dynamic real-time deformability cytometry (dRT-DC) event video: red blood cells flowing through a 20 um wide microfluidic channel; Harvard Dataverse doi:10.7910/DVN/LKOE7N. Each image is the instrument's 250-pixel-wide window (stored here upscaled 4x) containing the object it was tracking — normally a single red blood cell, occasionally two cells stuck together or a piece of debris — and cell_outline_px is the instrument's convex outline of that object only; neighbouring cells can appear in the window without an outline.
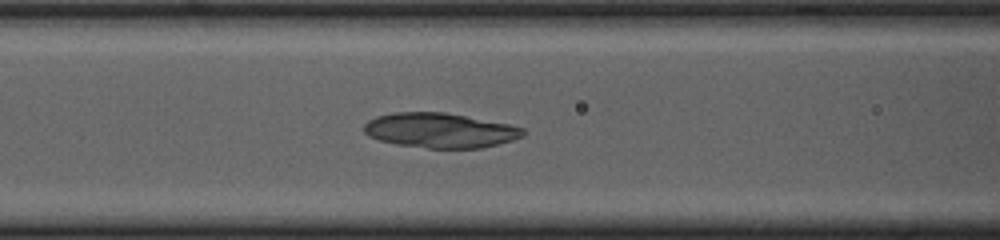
{"species": "common noctule bat (a hibernating species)", "species_latin": "Nyctalus noctula", "temperature_condition": "cold", "stored_images_in_passage": 54, "camera_frame_rate_fps": 3000, "um_per_image_px": 0.085, "animal": {"sex": "female", "body_mass_g": 23.0, "forearm_length_mm": 53.4}, "frame": {"image": 1, "passage_image": 22, "time_ms": 7.0, "image_size_px": [1000, 240], "cell_outline_px": [[524, 136], [512, 140], [480, 148], [428, 148], [396, 144], [380, 140], [368, 136], [364, 132], [364, 124], [368, 120], [376, 116], [392, 112], [444, 112], [508, 124], [524, 128]], "centroid_in_image_um": [37.37, 11.08], "position_along_channel_um": 129.2, "area_um2": 32.14}}
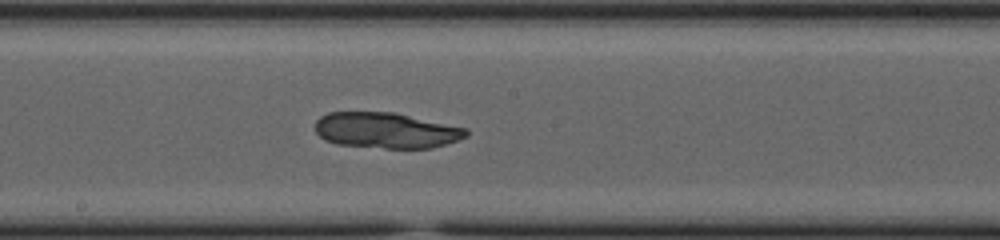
{"frame": {"image": 2, "passage_image": 29, "time_ms": 9.333, "image_size_px": [1000, 240], "cell_outline_px": [[468, 136], [432, 148], [384, 148], [336, 144], [324, 140], [316, 132], [316, 120], [320, 116], [328, 112], [396, 112], [468, 128]], "centroid_in_image_um": [32.82, 11.07], "position_along_channel_um": 215.4, "area_um2": 31.62}}
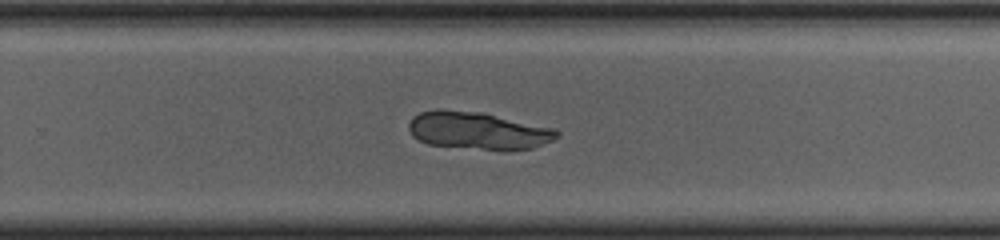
{"frame": {"image": 3, "passage_image": 35, "time_ms": 11.333, "image_size_px": [1000, 240], "cell_outline_px": [[560, 136], [552, 140], [532, 148], [504, 152], [428, 144], [412, 136], [408, 128], [408, 124], [412, 116], [420, 112], [436, 108], [480, 112], [552, 128], [560, 132]], "centroid_in_image_um": [40.6, 11.12], "position_along_channel_um": 289.2, "area_um2": 32.71}}